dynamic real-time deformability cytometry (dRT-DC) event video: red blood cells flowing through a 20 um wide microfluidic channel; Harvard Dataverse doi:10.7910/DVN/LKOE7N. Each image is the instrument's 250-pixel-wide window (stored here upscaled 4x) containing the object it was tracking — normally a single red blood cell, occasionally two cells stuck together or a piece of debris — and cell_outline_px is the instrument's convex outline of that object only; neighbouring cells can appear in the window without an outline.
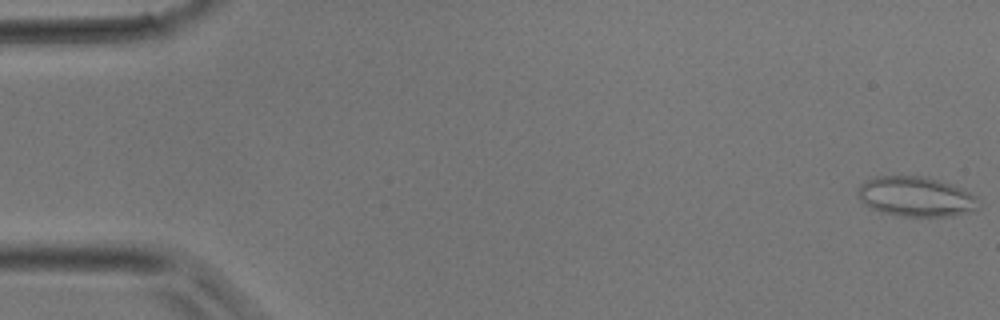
{"species": "common noctule bat (a hibernating species)", "species_latin": "Nyctalus noctula", "temperature_condition": "room temperature", "stored_images_in_passage": 3, "camera_frame_rate_fps": 3000, "um_per_image_px": 0.085, "animal": {"sex": "male", "body_mass_g": 17.9}, "frame": {"image": 1, "passage_image": 1, "time_ms": 0.0, "image_size_px": [1000, 320], "cell_outline_px": [[984, 200], [980, 208], [976, 212], [948, 216], [900, 216], [880, 212], [872, 208], [860, 200], [856, 188], [860, 184], [876, 176], [924, 176], [940, 180], [964, 188]], "centroid_in_image_um": [77.96, 16.72], "position_along_channel_um": 7.0, "area_um2": 28.78}}